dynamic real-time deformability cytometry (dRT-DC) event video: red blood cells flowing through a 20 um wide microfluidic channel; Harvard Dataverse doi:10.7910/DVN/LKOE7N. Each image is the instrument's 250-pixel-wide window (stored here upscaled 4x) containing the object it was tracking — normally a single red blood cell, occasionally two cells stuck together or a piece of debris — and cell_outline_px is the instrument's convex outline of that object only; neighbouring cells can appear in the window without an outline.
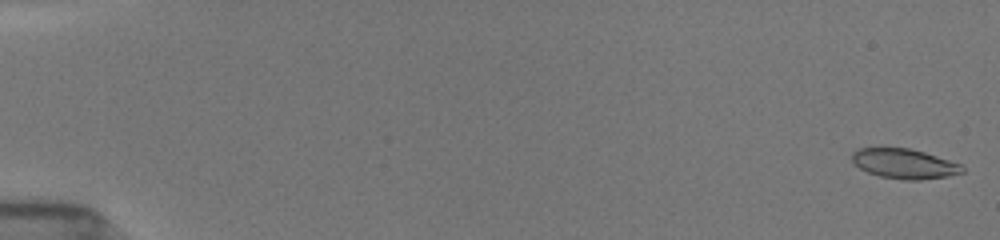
{"species": "common noctule bat (a hibernating species)", "species_latin": "Nyctalus noctula", "temperature_condition": "room temperature", "stored_images_in_passage": 53, "camera_frame_rate_fps": 3000, "um_per_image_px": 0.085, "animal": {"sex": "female", "body_mass_g": 19.5, "forearm_length_mm": 54.1}, "frame": {"image": 1, "passage_image": 1, "time_ms": 0.0, "image_size_px": [1000, 240], "cell_outline_px": [[964, 172], [948, 176], [920, 180], [904, 180], [880, 176], [868, 172], [860, 168], [852, 160], [852, 152], [860, 148], [908, 148], [924, 152], [960, 164], [964, 168]], "centroid_in_image_um": [76.87, 13.92], "position_along_channel_um": 8.1, "area_um2": 18.96}}
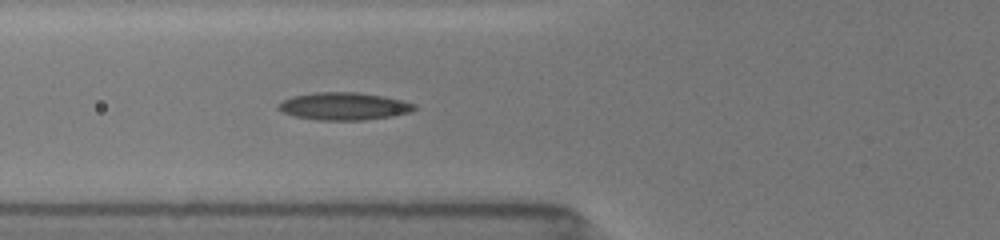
{"frame": {"image": 2, "passage_image": 21, "time_ms": 6.667, "image_size_px": [1000, 240], "cell_outline_px": [[416, 108], [412, 112], [392, 116], [364, 120], [316, 120], [296, 116], [280, 112], [276, 108], [276, 104], [292, 96], [316, 92], [356, 92], [384, 96], [416, 104]], "centroid_in_image_um": [29.21, 9.03], "position_along_channel_um": 96.6, "area_um2": 21.96}}
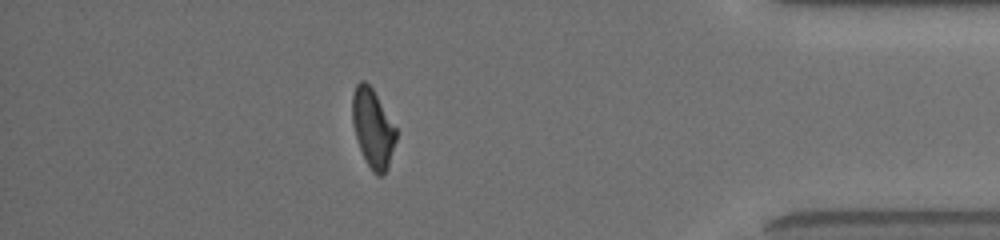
{"frame": {"image": 3, "passage_image": 47, "time_ms": 15.333, "image_size_px": [1000, 240], "cell_outline_px": [[396, 140], [388, 168], [380, 176], [376, 176], [372, 172], [360, 148], [352, 124], [352, 96], [356, 84], [360, 80], [364, 80], [372, 88], [396, 128]], "centroid_in_image_um": [31.68, 10.9], "position_along_channel_um": 403.5, "area_um2": 19.83}, "authors_computed_cell_mechanics": {"area_um2": 20.4612, "velocity_mm_per_s": 3.9301, "shape_relaxation_time_tau1_ms": 4.2571, "shape_relaxation_time_tau2_ms": 2.803, "deformation_change_tau1": 0.1377, "deformation_change_tau2": 0.0949}}